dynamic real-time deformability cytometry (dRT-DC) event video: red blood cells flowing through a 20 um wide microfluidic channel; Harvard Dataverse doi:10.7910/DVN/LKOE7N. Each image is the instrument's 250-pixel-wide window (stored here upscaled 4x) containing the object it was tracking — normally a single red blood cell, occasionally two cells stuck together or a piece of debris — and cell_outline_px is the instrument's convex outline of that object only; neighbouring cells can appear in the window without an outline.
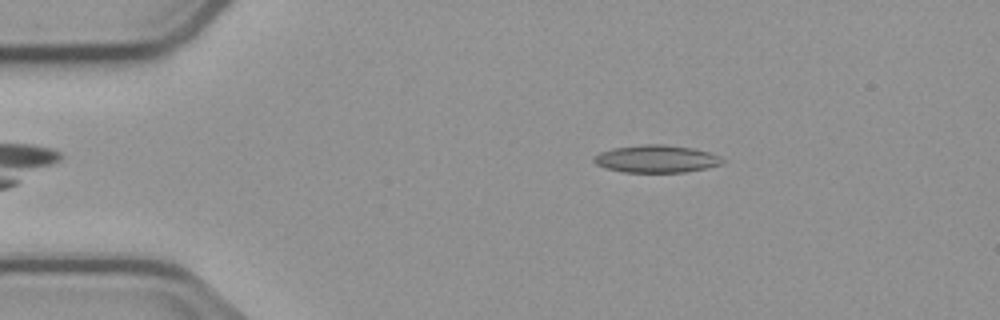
{"species": "common noctule bat (a hibernating species)", "species_latin": "Nyctalus noctula", "temperature_condition": "cold", "stored_images_in_passage": 5, "camera_frame_rate_fps": 3000, "um_per_image_px": 0.085, "animal": {"sex": "male", "body_mass_g": 23.1, "forearm_length_mm": 52.7}, "frame": {"image": 1, "passage_image": 5, "time_ms": 4.667, "image_size_px": [1000, 320], "cell_outline_px": [[724, 160], [720, 164], [704, 168], [684, 172], [624, 172], [604, 168], [596, 164], [592, 160], [592, 156], [600, 152], [612, 148], [644, 144], [664, 144], [692, 148], [708, 152], [720, 156]], "centroid_in_image_um": [55.72, 13.5], "position_along_channel_um": 29.3, "area_um2": 20.58}}